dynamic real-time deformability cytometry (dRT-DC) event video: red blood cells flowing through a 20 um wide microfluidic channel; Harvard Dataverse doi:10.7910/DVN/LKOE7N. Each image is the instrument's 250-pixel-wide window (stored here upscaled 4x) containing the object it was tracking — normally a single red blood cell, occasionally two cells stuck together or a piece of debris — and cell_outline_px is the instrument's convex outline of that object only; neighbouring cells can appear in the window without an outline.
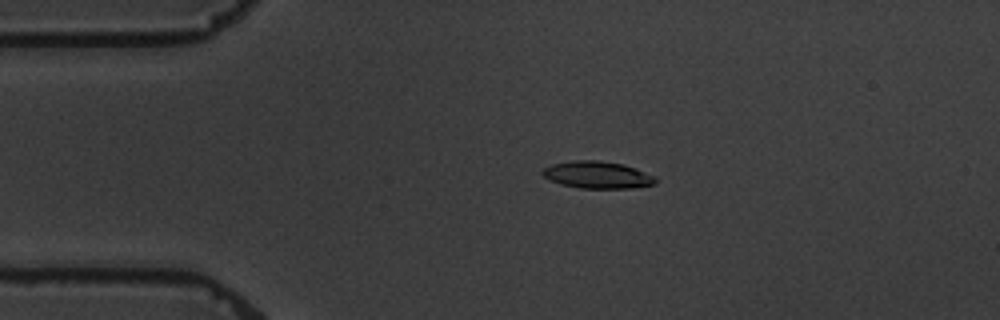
{"species": "common noctule bat (a hibernating species)", "species_latin": "Nyctalus noctula", "temperature_condition": "warm", "stored_images_in_passage": 4, "camera_frame_rate_fps": 3000, "um_per_image_px": 0.085, "animal": {"sex": "male", "body_mass_g": 19.5, "forearm_length_mm": 54.6}, "frame": {"image": 1, "passage_image": 3, "time_ms": 2.333, "image_size_px": [1000, 320], "cell_outline_px": [[656, 184], [632, 188], [580, 188], [560, 184], [548, 180], [540, 172], [544, 168], [552, 164], [572, 160], [600, 160], [624, 164], [636, 168], [656, 176]], "centroid_in_image_um": [50.78, 14.86], "position_along_channel_um": 34.2, "area_um2": 18.09}}